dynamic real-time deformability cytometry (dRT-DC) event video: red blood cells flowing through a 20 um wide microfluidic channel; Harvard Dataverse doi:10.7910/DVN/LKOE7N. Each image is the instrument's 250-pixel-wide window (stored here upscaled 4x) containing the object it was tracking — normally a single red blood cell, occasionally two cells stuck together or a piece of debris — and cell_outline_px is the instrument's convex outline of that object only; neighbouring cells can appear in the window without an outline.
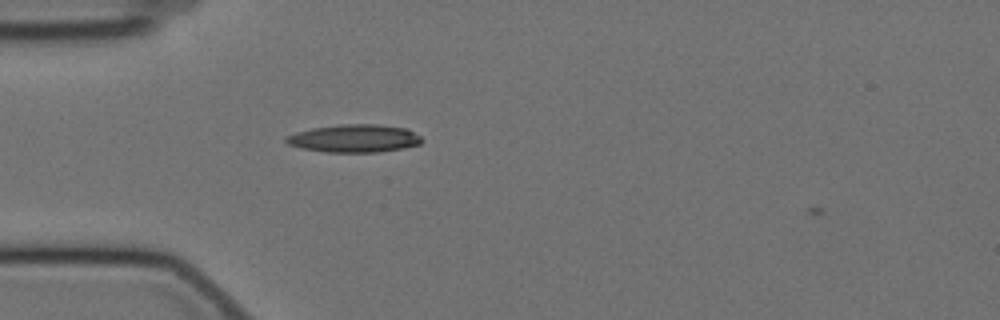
{"species": "Egyptian fruit bat (a non-hibernating species)", "species_latin": "Rousettus aegyptiacus", "temperature_condition": "cold", "stored_images_in_passage": 3, "camera_frame_rate_fps": 3000, "um_per_image_px": 0.085, "animal": {"sex": "female"}, "frame": {"image": 1, "passage_image": 2, "time_ms": 0.333, "image_size_px": [1000, 320], "cell_outline_px": [[424, 140], [420, 144], [404, 148], [376, 152], [328, 152], [304, 148], [288, 144], [284, 140], [284, 136], [296, 132], [312, 128], [340, 124], [376, 124], [408, 128], [420, 136]], "centroid_in_image_um": [30.14, 11.75], "position_along_channel_um": 54.9, "area_um2": 22.08}}